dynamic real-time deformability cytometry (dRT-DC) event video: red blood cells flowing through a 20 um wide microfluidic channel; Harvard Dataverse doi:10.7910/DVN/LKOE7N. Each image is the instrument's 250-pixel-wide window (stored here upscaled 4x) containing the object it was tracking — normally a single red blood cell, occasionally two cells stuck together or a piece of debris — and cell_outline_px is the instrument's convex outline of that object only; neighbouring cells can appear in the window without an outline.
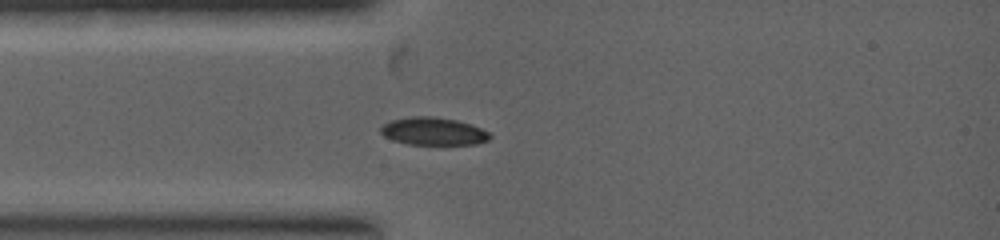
{"species": "common noctule bat (a hibernating species)", "species_latin": "Nyctalus noctula", "temperature_condition": "warm", "stored_images_in_passage": 5, "camera_frame_rate_fps": 5000, "um_per_image_px": 0.085, "animal": {"sex": "female", "body_mass_g": 19.0, "forearm_length_mm": 53.3}, "frame": {"image": 1, "passage_image": 1, "time_ms": 0.0, "image_size_px": [1000, 240], "cell_outline_px": [[492, 136], [488, 140], [476, 144], [408, 144], [392, 140], [384, 136], [380, 132], [380, 128], [384, 124], [392, 120], [412, 116], [432, 116], [456, 120], [472, 124], [488, 132]], "centroid_in_image_um": [36.83, 11.16], "position_along_channel_um": 48.2, "area_um2": 17.57}}